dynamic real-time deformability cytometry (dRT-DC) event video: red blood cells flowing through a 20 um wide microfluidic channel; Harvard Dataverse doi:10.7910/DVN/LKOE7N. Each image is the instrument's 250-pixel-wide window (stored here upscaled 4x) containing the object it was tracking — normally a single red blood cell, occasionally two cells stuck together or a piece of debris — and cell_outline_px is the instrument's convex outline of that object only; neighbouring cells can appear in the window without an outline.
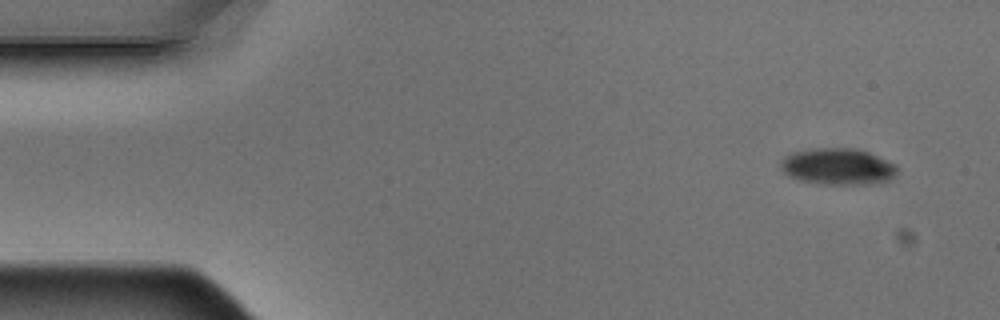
{"species": "Egyptian fruit bat (a non-hibernating species)", "species_latin": "Rousettus aegyptiacus", "temperature_condition": "warm", "stored_images_in_passage": 4, "camera_frame_rate_fps": 3000, "um_per_image_px": 0.085, "animal": {"sex": "male"}, "frame": {"image": 1, "passage_image": 1, "time_ms": 0.0, "image_size_px": [1000, 320], "cell_outline_px": [[896, 172], [888, 180], [868, 184], [816, 184], [800, 180], [788, 176], [780, 168], [780, 160], [784, 156], [792, 152], [816, 148], [856, 148], [868, 152], [896, 164]], "centroid_in_image_um": [71.16, 14.15], "position_along_channel_um": 13.8, "area_um2": 24.8}}
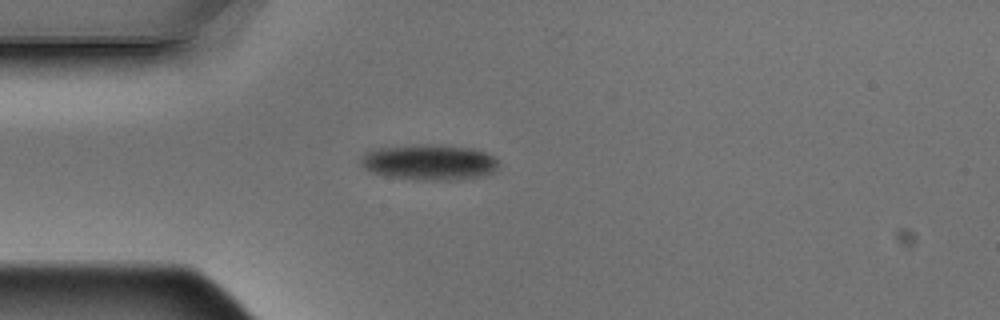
{"frame": {"image": 2, "passage_image": 4, "time_ms": 1.0, "image_size_px": [1000, 320], "cell_outline_px": [[496, 168], [492, 172], [484, 176], [452, 180], [416, 180], [384, 176], [372, 172], [364, 168], [360, 164], [360, 160], [368, 152], [376, 148], [420, 144], [440, 144], [472, 148], [484, 152], [492, 156], [496, 160]], "centroid_in_image_um": [36.46, 13.79], "position_along_channel_um": 48.5, "area_um2": 28.67}}